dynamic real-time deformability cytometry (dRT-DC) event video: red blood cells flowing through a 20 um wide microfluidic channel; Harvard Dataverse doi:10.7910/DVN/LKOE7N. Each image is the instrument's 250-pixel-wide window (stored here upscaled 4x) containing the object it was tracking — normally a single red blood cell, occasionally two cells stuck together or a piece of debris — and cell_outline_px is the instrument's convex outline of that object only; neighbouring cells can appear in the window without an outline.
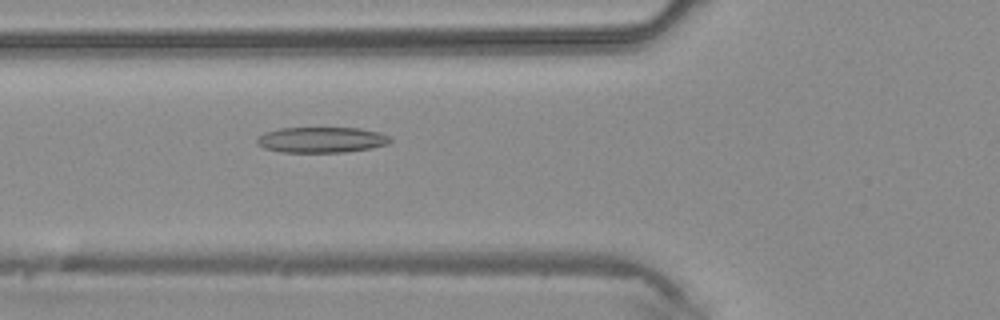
{"species": "common noctule bat (a hibernating species)", "species_latin": "Nyctalus noctula", "temperature_condition": "warm", "stored_images_in_passage": 36, "camera_frame_rate_fps": 3000, "um_per_image_px": 0.085, "animal": {"sex": "male", "body_mass_g": 20.4}, "frame": {"image": 1, "passage_image": 9, "time_ms": 2.667, "image_size_px": [1000, 320], "cell_outline_px": [[392, 140], [388, 144], [372, 148], [344, 152], [280, 152], [264, 148], [256, 144], [256, 136], [264, 132], [280, 128], [360, 128], [380, 132], [392, 136]], "centroid_in_image_um": [27.33, 11.88], "position_along_channel_um": 98.5, "area_um2": 20.23}}
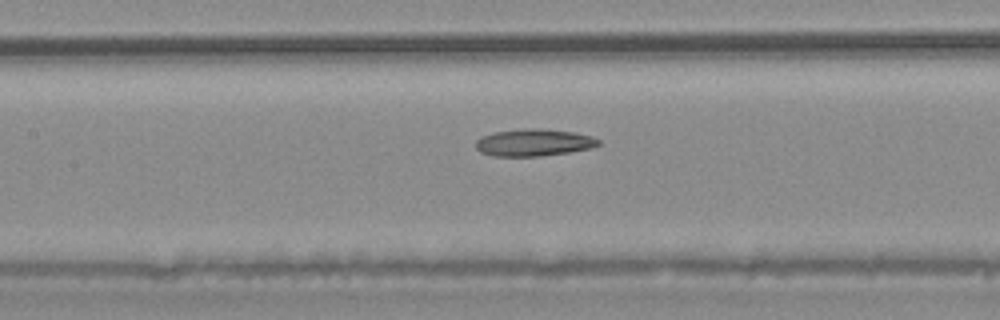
{"frame": {"image": 2, "passage_image": 13, "time_ms": 4.0, "image_size_px": [1000, 320], "cell_outline_px": [[600, 144], [592, 148], [568, 152], [540, 156], [492, 156], [480, 152], [476, 148], [476, 140], [480, 136], [492, 132], [532, 128], [540, 128], [572, 132], [592, 136], [600, 140]], "centroid_in_image_um": [45.35, 12.12], "position_along_channel_um": 162.1, "area_um2": 19.42}}
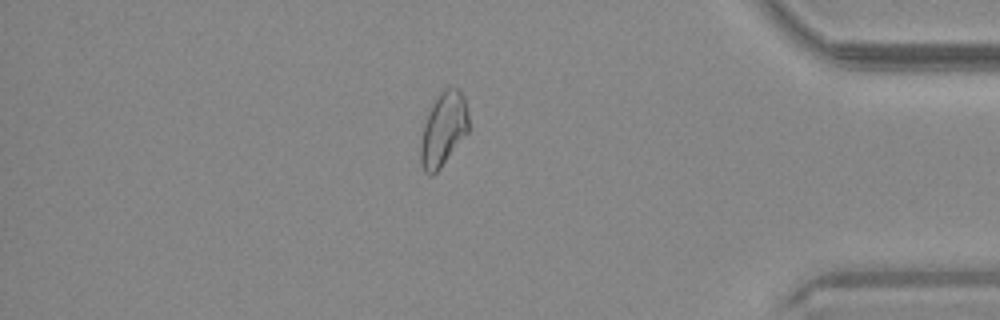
{"frame": {"image": 3, "passage_image": 30, "time_ms": 9.667, "image_size_px": [1000, 320], "cell_outline_px": [[468, 132], [440, 168], [432, 176], [428, 176], [424, 172], [420, 164], [420, 144], [424, 124], [428, 112], [432, 104], [440, 92], [448, 88], [456, 88], [464, 96], [468, 116]], "centroid_in_image_um": [37.66, 11.03], "position_along_channel_um": 397.5, "area_um2": 20.52}}